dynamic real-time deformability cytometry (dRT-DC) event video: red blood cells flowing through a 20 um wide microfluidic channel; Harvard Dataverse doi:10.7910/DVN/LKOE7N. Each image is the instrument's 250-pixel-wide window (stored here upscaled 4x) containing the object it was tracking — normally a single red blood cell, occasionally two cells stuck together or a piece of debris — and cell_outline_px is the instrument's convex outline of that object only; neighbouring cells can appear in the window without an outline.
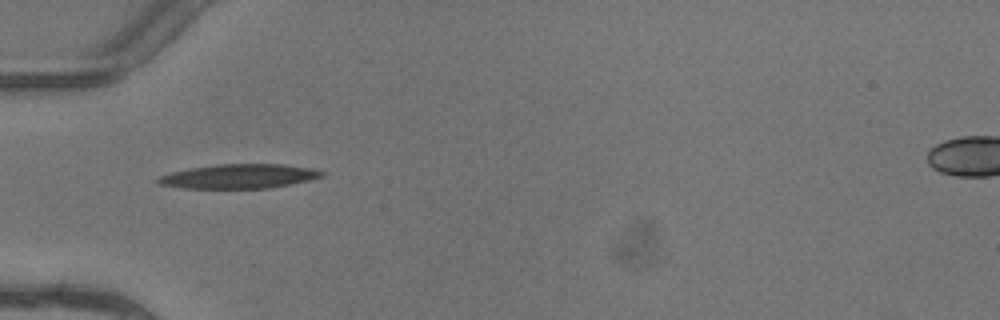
{"species": "common noctule bat (a hibernating species)", "species_latin": "Nyctalus noctula", "temperature_condition": "warm", "stored_images_in_passage": 2, "camera_frame_rate_fps": 3000, "um_per_image_px": 0.085, "animal": {"sex": "female"}, "frame": {"image": 1, "passage_image": 1, "time_ms": 0.0, "image_size_px": [1000, 320], "cell_outline_px": [[324, 176], [308, 180], [268, 188], [184, 188], [156, 184], [152, 180], [160, 176], [172, 172], [192, 168], [216, 164], [284, 164], [312, 168], [324, 172]], "centroid_in_image_um": [20.27, 14.98], "position_along_channel_um": 64.7, "area_um2": 23.12}}
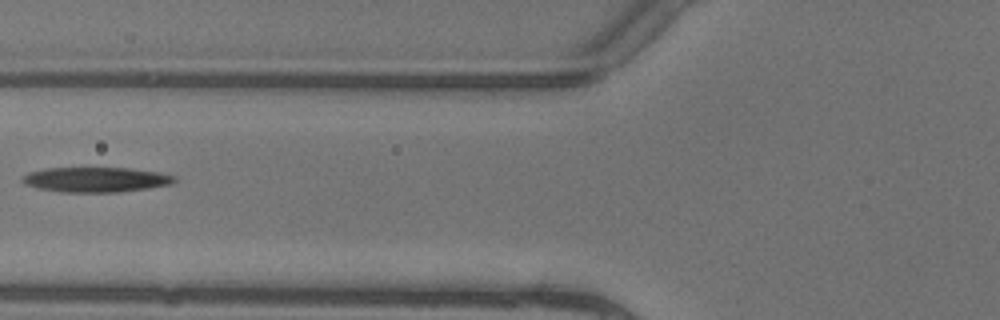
{"frame": {"image": 2, "passage_image": 2, "time_ms": 0.333, "image_size_px": [1000, 320], "cell_outline_px": [[176, 180], [172, 184], [148, 188], [116, 192], [60, 192], [40, 188], [24, 184], [20, 180], [20, 176], [28, 172], [44, 168], [128, 168], [160, 172], [176, 176]], "centroid_in_image_um": [8.12, 15.26], "position_along_channel_um": 117.7, "area_um2": 22.25}}